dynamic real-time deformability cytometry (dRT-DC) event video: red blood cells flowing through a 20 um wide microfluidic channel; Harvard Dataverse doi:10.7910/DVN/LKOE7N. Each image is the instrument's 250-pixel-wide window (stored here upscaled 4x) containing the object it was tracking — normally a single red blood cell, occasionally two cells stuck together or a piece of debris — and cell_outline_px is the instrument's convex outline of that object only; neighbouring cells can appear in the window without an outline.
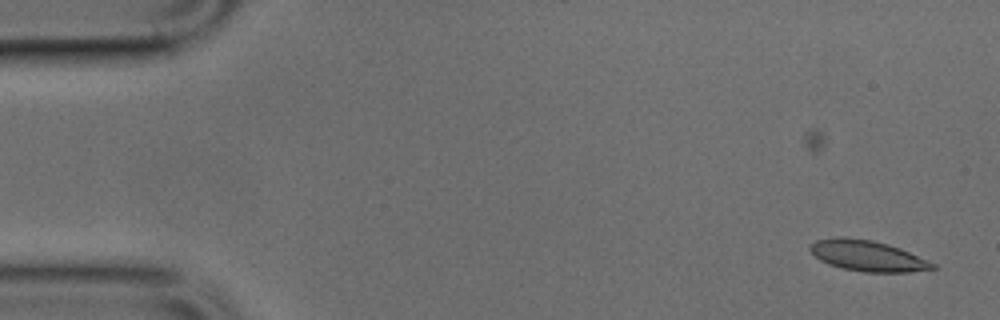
{"species": "common noctule bat (a hibernating species)", "species_latin": "Nyctalus noctula", "temperature_condition": "cold", "stored_images_in_passage": 10, "camera_frame_rate_fps": 3000, "um_per_image_px": 0.085, "animal": {"sex": "male", "body_mass_g": 17.9, "forearm_length_mm": 54.2}, "frame": {"image": 1, "passage_image": 1, "time_ms": 0.0, "image_size_px": [1000, 320], "cell_outline_px": [[936, 268], [908, 272], [864, 272], [844, 268], [828, 264], [820, 260], [808, 248], [816, 240], [840, 236], [844, 236], [872, 240], [888, 244], [900, 248], [936, 264]], "centroid_in_image_um": [73.73, 21.73], "position_along_channel_um": 11.3, "area_um2": 21.79}}